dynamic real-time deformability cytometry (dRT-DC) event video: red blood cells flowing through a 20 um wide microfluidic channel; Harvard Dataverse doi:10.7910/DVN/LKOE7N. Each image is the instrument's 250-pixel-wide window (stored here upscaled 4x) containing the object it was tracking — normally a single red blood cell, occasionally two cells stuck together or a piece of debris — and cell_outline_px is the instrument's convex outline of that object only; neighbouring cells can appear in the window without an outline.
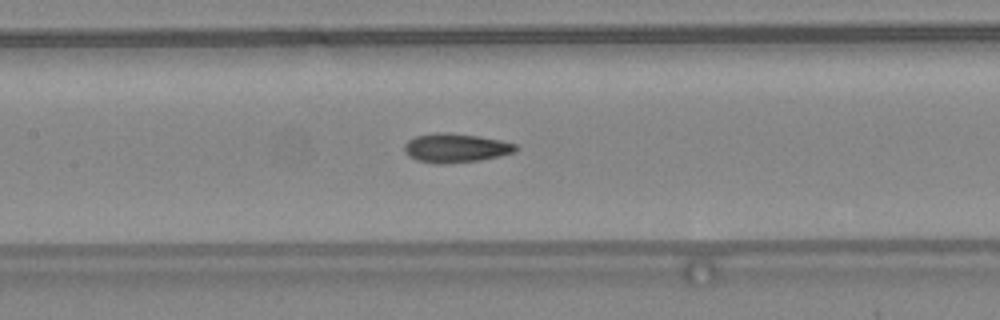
{"species": "common noctule bat (a hibernating species)", "species_latin": "Nyctalus noctula", "temperature_condition": "warm", "stored_images_in_passage": 28, "camera_frame_rate_fps": 3000, "um_per_image_px": 0.085, "animal": {"sex": "female", "body_mass_g": 24.6, "forearm_length_mm": 56.2}, "frame": {"image": 1, "passage_image": 12, "time_ms": 3.667, "image_size_px": [1000, 320], "cell_outline_px": [[520, 148], [516, 152], [500, 156], [480, 160], [444, 164], [436, 164], [416, 160], [408, 156], [404, 152], [404, 144], [408, 140], [416, 136], [436, 132], [444, 132], [480, 136], [500, 140], [516, 144]], "centroid_in_image_um": [38.74, 12.58], "position_along_channel_um": 168.7, "area_um2": 19.07}}
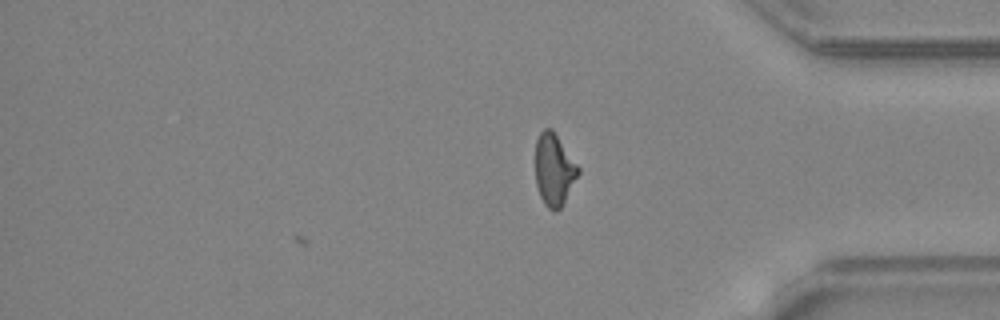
{"frame": {"image": 2, "passage_image": 28, "time_ms": 9.0, "image_size_px": [1000, 320], "cell_outline_px": [[580, 172], [560, 208], [556, 212], [552, 212], [544, 204], [540, 196], [536, 184], [536, 140], [540, 132], [544, 128], [552, 128], [580, 168]], "centroid_in_image_um": [47.09, 14.42], "position_along_channel_um": 388.1, "area_um2": 17.92}, "authors_computed_cell_mechanics": {"area_um2": 18.207, "velocity_mm_per_s": 4.4238, "shape_relaxation_time_tau1_ms": null, "shape_relaxation_time_tau2_ms": 1.9435, "deformation_change_tau1": null, "deformation_change_tau2": 0.0959}}